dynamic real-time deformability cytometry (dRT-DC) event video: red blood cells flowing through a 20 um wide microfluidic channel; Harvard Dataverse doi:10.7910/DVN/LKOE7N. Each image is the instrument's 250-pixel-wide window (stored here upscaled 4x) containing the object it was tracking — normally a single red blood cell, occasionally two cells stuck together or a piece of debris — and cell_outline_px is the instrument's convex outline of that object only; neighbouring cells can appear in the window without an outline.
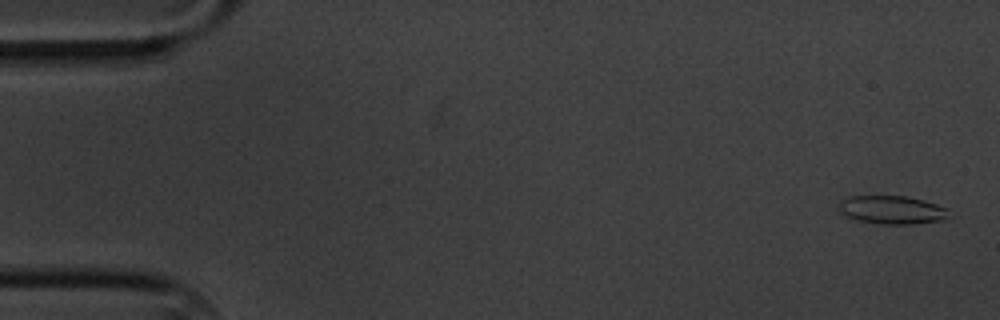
{"species": "common noctule bat (a hibernating species)", "species_latin": "Nyctalus noctula", "temperature_condition": "cold", "stored_images_in_passage": 5, "camera_frame_rate_fps": 3000, "um_per_image_px": 0.085, "animal": {"sex": "male", "body_mass_g": 20.1, "forearm_length_mm": 53.5}, "frame": {"image": 1, "passage_image": 1, "time_ms": 0.0, "image_size_px": [1000, 320], "cell_outline_px": [[948, 208], [944, 220], [912, 224], [880, 224], [860, 220], [848, 216], [840, 212], [840, 200], [848, 196], [904, 196], [924, 200]], "centroid_in_image_um": [75.81, 17.83], "position_along_channel_um": 9.2, "area_um2": 17.92}}